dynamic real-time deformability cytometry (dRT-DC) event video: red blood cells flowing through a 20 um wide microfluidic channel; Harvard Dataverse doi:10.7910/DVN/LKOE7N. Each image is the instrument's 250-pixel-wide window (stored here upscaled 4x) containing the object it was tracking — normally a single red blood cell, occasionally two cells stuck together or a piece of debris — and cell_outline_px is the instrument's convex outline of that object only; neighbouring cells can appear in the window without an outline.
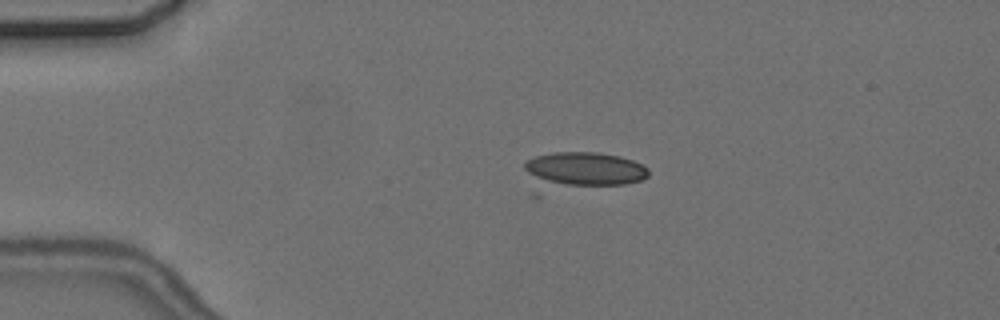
{"species": "common noctule bat (a hibernating species)", "species_latin": "Nyctalus noctula", "temperature_condition": "cold", "stored_images_in_passage": 4, "camera_frame_rate_fps": 3000, "um_per_image_px": 0.085, "animal": {"sex": "female", "body_mass_g": 24.6, "forearm_length_mm": 56.2}, "frame": {"image": 1, "passage_image": 3, "time_ms": 3.0, "image_size_px": [1000, 320], "cell_outline_px": [[648, 176], [644, 180], [624, 184], [568, 184], [548, 180], [536, 176], [528, 172], [524, 168], [524, 164], [528, 160], [536, 156], [552, 152], [596, 152], [620, 156], [644, 164], [648, 168]], "centroid_in_image_um": [49.84, 14.31], "position_along_channel_um": 35.2, "area_um2": 23.41}}